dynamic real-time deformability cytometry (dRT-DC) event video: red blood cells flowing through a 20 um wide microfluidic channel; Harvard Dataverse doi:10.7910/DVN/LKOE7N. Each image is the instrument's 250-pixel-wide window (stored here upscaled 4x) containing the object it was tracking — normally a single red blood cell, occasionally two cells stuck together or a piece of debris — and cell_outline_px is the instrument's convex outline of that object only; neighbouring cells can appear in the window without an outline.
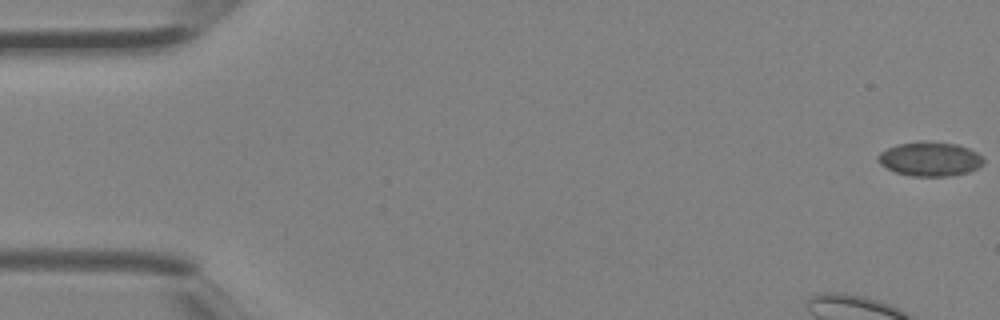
{"species": "Egyptian fruit bat (a non-hibernating species)", "species_latin": "Rousettus aegyptiacus", "temperature_condition": "room temperature", "stored_images_in_passage": 5, "camera_frame_rate_fps": 3000, "um_per_image_px": 0.085, "animal": {"sex": "female"}, "frame": {"image": 1, "passage_image": 1, "time_ms": 0.0, "image_size_px": [1000, 320], "cell_outline_px": [[984, 164], [968, 172], [948, 176], [912, 176], [896, 172], [880, 164], [876, 160], [876, 156], [880, 152], [888, 148], [900, 144], [920, 140], [928, 140], [956, 144], [968, 148], [976, 152], [984, 160]], "centroid_in_image_um": [79.03, 13.5], "position_along_channel_um": 6.0, "area_um2": 21.1}}